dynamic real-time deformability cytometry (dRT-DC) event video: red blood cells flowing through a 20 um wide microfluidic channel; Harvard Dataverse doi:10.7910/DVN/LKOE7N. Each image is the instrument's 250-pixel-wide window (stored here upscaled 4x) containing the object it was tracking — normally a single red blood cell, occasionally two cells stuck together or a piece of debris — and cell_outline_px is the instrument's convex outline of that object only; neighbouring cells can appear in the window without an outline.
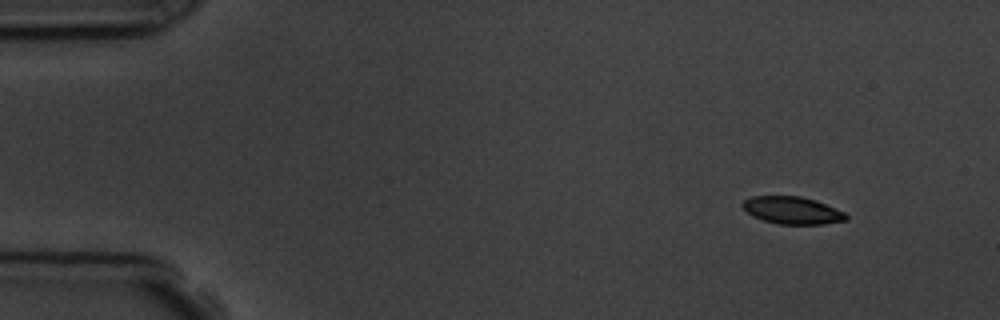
{"species": "common noctule bat (a hibernating species)", "species_latin": "Nyctalus noctula", "temperature_condition": "room temperature", "stored_images_in_passage": 4, "camera_frame_rate_fps": 3000, "um_per_image_px": 0.085, "animal": {"sex": "male", "body_mass_g": 19.5, "forearm_length_mm": 54.6}, "frame": {"image": 1, "passage_image": 1, "time_ms": 0.0, "image_size_px": [1000, 320], "cell_outline_px": [[848, 220], [824, 224], [780, 224], [764, 220], [752, 216], [740, 204], [744, 200], [752, 196], [800, 196], [816, 200], [844, 212], [848, 216]], "centroid_in_image_um": [67.35, 17.88], "position_along_channel_um": 17.6, "area_um2": 16.47}}
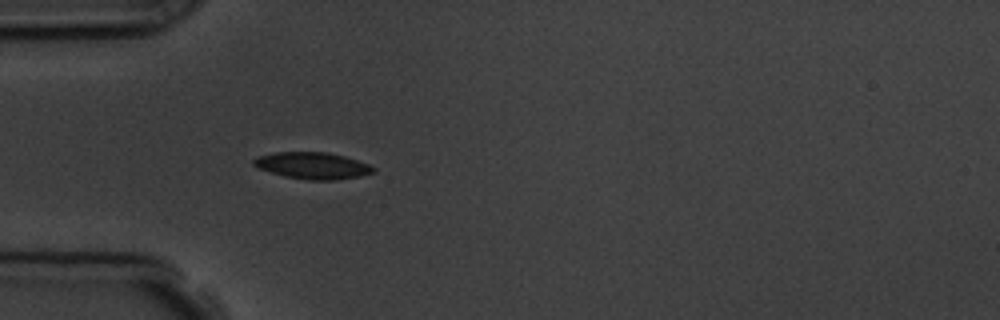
{"frame": {"image": 2, "passage_image": 4, "time_ms": 3.667, "image_size_px": [1000, 320], "cell_outline_px": [[376, 168], [372, 172], [360, 176], [332, 180], [308, 180], [284, 176], [260, 168], [252, 164], [252, 160], [256, 156], [276, 152], [328, 152], [344, 156], [368, 164]], "centroid_in_image_um": [26.54, 14.07], "position_along_channel_um": 58.5, "area_um2": 18.44}}